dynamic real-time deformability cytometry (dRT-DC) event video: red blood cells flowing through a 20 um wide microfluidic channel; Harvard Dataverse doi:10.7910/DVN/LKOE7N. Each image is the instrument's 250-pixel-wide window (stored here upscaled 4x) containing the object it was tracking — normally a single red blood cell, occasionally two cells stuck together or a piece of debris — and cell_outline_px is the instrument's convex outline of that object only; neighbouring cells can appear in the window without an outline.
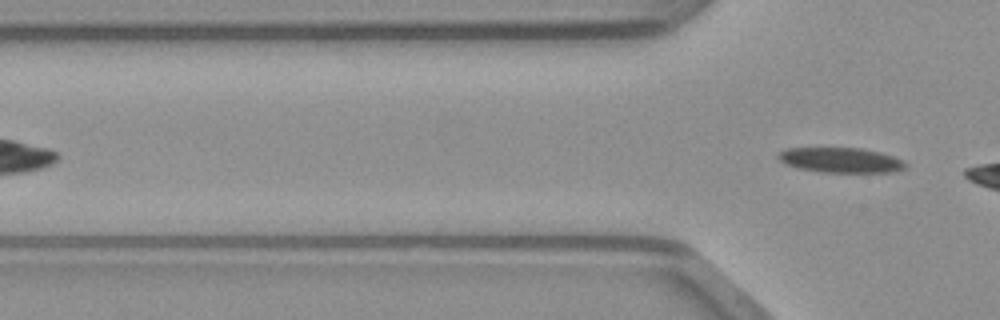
{"species": "common noctule bat (a hibernating species)", "species_latin": "Nyctalus noctula", "temperature_condition": "warm", "stored_images_in_passage": 4, "camera_frame_rate_fps": 3000, "um_per_image_px": 0.085, "animal": {"sex": "male", "body_mass_g": 23.1, "forearm_length_mm": 52.7}, "frame": {"image": 1, "passage_image": 4, "time_ms": 1.0, "image_size_px": [1000, 320], "cell_outline_px": [[908, 164], [904, 168], [892, 172], [824, 172], [800, 168], [784, 164], [776, 156], [780, 152], [788, 148], [860, 148], [880, 152], [904, 160]], "centroid_in_image_um": [71.48, 13.61], "position_along_channel_um": 54.3, "area_um2": 18.44}}